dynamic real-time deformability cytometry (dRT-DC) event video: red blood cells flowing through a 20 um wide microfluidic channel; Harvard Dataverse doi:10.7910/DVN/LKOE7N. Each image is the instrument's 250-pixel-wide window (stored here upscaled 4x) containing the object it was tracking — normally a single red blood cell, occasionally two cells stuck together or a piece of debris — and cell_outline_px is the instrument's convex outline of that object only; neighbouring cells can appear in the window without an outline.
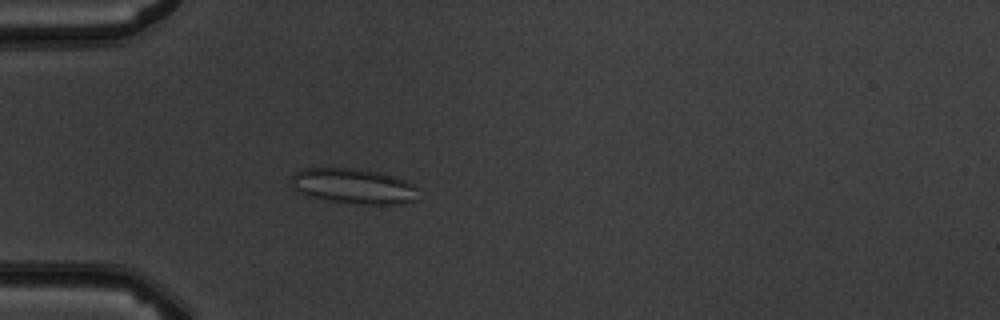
{"species": "common noctule bat (a hibernating species)", "species_latin": "Nyctalus noctula", "temperature_condition": "warm", "stored_images_in_passage": 4, "camera_frame_rate_fps": 3000, "um_per_image_px": 0.085, "animal": {"sex": "male", "body_mass_g": 19.5, "forearm_length_mm": 54.6}, "frame": {"image": 1, "passage_image": 4, "time_ms": 3.333, "image_size_px": [1000, 320], "cell_outline_px": [[416, 200], [400, 204], [356, 204], [328, 200], [304, 196], [292, 184], [292, 172], [304, 168], [356, 168], [380, 172], [396, 176], [412, 184], [416, 188]], "centroid_in_image_um": [30.03, 15.81], "position_along_channel_um": 55.0, "area_um2": 26.24}}